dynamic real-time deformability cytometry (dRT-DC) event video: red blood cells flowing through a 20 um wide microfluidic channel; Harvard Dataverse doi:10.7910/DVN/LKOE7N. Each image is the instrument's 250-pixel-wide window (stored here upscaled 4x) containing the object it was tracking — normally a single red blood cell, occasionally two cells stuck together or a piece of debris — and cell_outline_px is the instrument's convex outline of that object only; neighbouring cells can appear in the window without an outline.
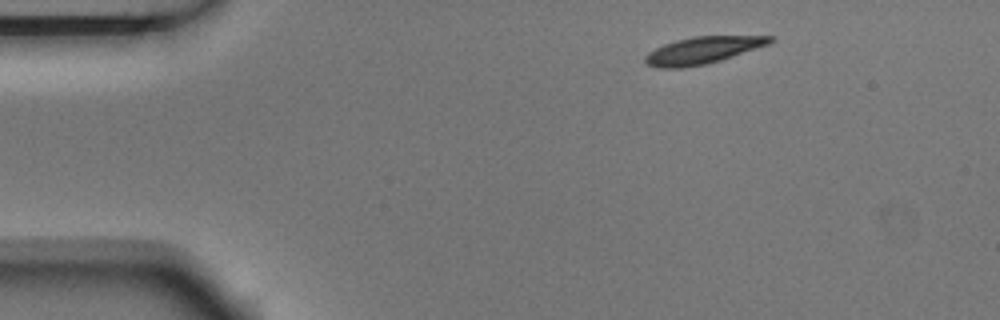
{"species": "Egyptian fruit bat (a non-hibernating species)", "species_latin": "Rousettus aegyptiacus", "temperature_condition": "room temperature", "stored_images_in_passage": 3, "camera_frame_rate_fps": 3000, "um_per_image_px": 0.085, "animal": {"sex": "male"}, "frame": {"image": 1, "passage_image": 1, "time_ms": 0.0, "image_size_px": [1000, 320], "cell_outline_px": [[776, 40], [768, 44], [720, 60], [704, 64], [680, 68], [660, 68], [648, 64], [644, 60], [644, 56], [648, 52], [664, 44], [676, 40], [692, 36], [776, 36]], "centroid_in_image_um": [59.72, 4.26], "position_along_channel_um": 25.3, "area_um2": 19.42}}
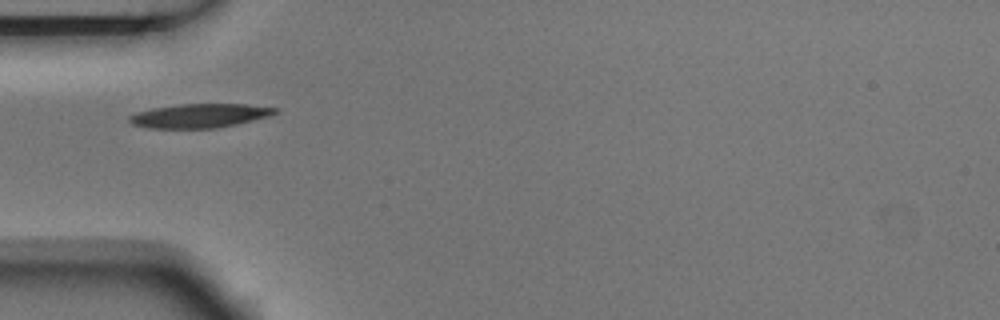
{"frame": {"image": 2, "passage_image": 3, "time_ms": 0.667, "image_size_px": [1000, 320], "cell_outline_px": [[280, 108], [276, 112], [268, 116], [252, 120], [216, 128], [148, 128], [132, 124], [128, 120], [128, 116], [136, 112], [152, 108], [180, 104], [244, 104]], "centroid_in_image_um": [16.92, 9.83], "position_along_channel_um": 68.1, "area_um2": 20.23}}